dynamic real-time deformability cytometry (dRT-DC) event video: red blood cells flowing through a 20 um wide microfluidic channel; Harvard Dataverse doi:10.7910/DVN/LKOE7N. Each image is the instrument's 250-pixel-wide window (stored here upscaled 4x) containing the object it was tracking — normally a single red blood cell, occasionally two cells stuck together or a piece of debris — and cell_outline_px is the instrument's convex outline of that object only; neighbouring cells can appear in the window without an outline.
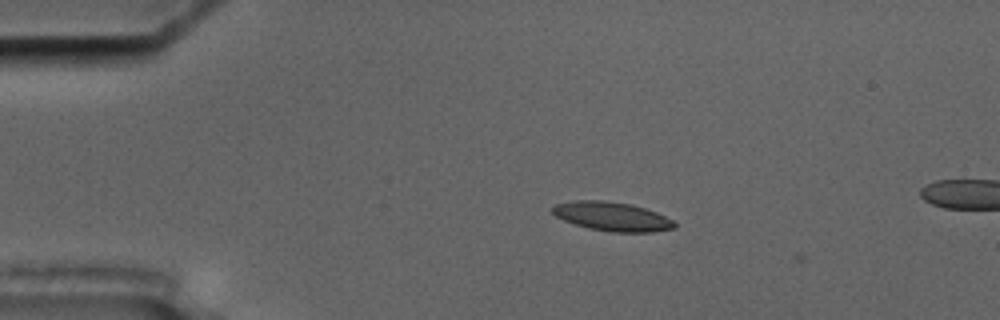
{"species": "common noctule bat (a hibernating species)", "species_latin": "Nyctalus noctula", "temperature_condition": "cold", "stored_images_in_passage": 2, "camera_frame_rate_fps": 3000, "um_per_image_px": 0.085, "animal": {"sex": "male", "body_mass_g": 17.5, "forearm_length_mm": 52.3}, "frame": {"image": 1, "passage_image": 1, "time_ms": 0.0, "image_size_px": [1000, 320], "cell_outline_px": [[676, 228], [652, 232], [612, 232], [588, 228], [564, 220], [556, 216], [552, 212], [552, 208], [556, 204], [572, 200], [604, 200], [632, 204], [656, 212], [672, 220], [676, 224]], "centroid_in_image_um": [52.03, 18.39], "position_along_channel_um": 33.0, "area_um2": 20.58}}